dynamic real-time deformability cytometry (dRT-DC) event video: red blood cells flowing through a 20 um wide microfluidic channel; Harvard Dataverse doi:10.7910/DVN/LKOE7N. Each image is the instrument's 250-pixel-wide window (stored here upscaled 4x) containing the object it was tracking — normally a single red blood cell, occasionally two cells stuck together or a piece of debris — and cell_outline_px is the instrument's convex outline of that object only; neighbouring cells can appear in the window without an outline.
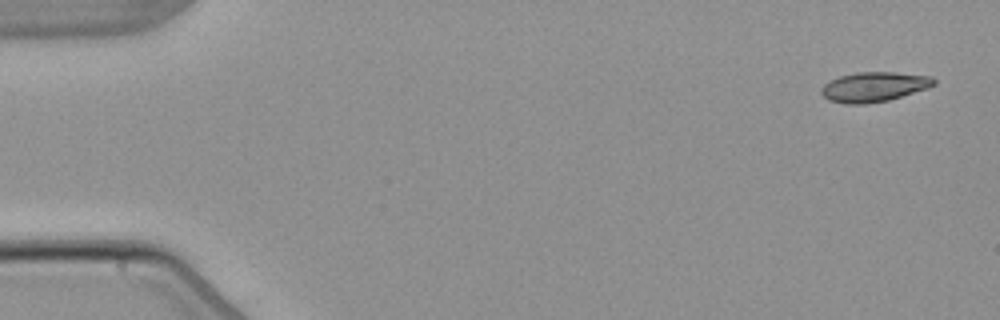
{"species": "common noctule bat (a hibernating species)", "species_latin": "Nyctalus noctula", "temperature_condition": "warm", "stored_images_in_passage": 2, "camera_frame_rate_fps": 3000, "um_per_image_px": 0.085, "animal": {"sex": "male", "body_mass_g": 21.5, "forearm_length_mm": 52.0}, "frame": {"image": 1, "passage_image": 1, "time_ms": 0.0, "image_size_px": [1000, 320], "cell_outline_px": [[936, 84], [928, 88], [888, 100], [864, 104], [844, 104], [828, 100], [820, 92], [820, 88], [824, 84], [840, 76], [856, 72], [896, 72], [932, 76], [936, 80]], "centroid_in_image_um": [74.29, 7.38], "position_along_channel_um": 10.7, "area_um2": 19.59}}